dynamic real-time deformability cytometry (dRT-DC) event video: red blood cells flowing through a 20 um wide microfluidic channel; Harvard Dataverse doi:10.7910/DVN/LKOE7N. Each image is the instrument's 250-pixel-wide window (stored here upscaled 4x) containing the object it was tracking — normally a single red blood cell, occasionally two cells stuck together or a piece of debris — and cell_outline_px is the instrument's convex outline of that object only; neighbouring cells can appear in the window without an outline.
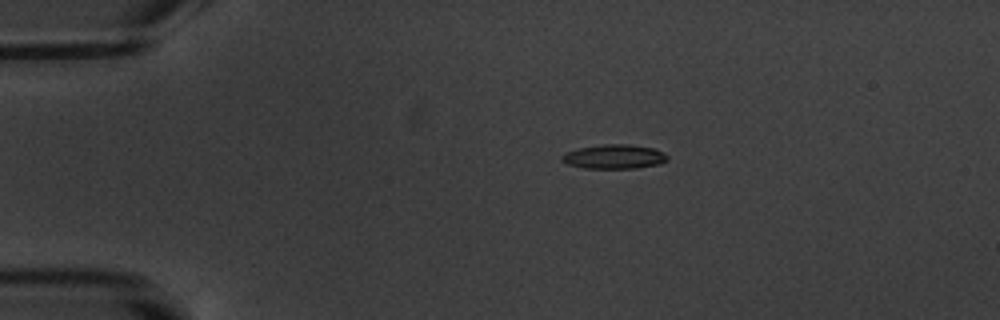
{"species": "common noctule bat (a hibernating species)", "species_latin": "Nyctalus noctula", "temperature_condition": "warm", "stored_images_in_passage": 4, "camera_frame_rate_fps": 3000, "um_per_image_px": 0.085, "animal": {"sex": "male", "body_mass_g": 20.1, "forearm_length_mm": 53.5}, "frame": {"image": 1, "passage_image": 3, "time_ms": 2.0, "image_size_px": [1000, 320], "cell_outline_px": [[668, 160], [660, 164], [636, 168], [584, 168], [568, 164], [560, 160], [560, 156], [564, 152], [576, 148], [604, 144], [628, 144], [656, 148], [664, 152], [668, 156]], "centroid_in_image_um": [52.2, 13.3], "position_along_channel_um": 32.8, "area_um2": 15.2}}